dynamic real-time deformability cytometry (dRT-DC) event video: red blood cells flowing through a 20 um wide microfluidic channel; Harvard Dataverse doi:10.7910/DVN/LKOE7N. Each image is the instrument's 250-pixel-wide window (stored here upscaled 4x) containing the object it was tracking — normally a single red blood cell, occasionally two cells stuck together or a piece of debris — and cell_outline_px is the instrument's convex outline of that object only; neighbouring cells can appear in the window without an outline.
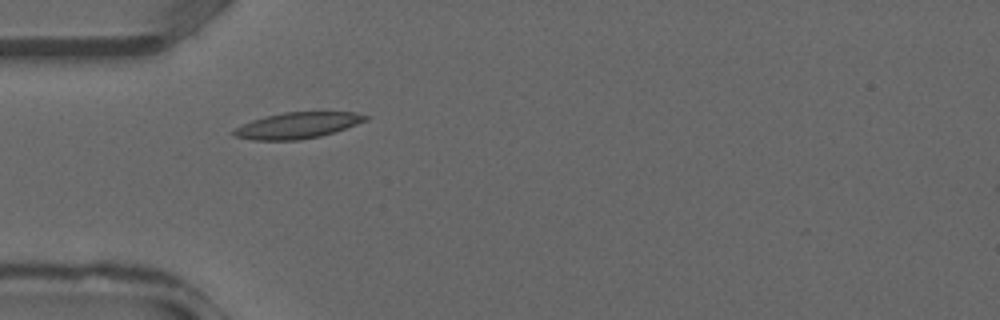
{"species": "common noctule bat (a hibernating species)", "species_latin": "Nyctalus noctula", "temperature_condition": "warm", "stored_images_in_passage": 27, "camera_frame_rate_fps": 3000, "um_per_image_px": 0.085, "animal": {"sex": "male", "forearm_length_mm": 52.5}, "frame": {"image": 1, "passage_image": 1, "time_ms": 0.0, "image_size_px": [1000, 320], "cell_outline_px": [[372, 116], [368, 120], [320, 136], [300, 140], [252, 140], [236, 136], [232, 132], [236, 128], [252, 120], [264, 116], [284, 112], [356, 112]], "centroid_in_image_um": [25.31, 10.65], "position_along_channel_um": 59.7, "area_um2": 19.88}}
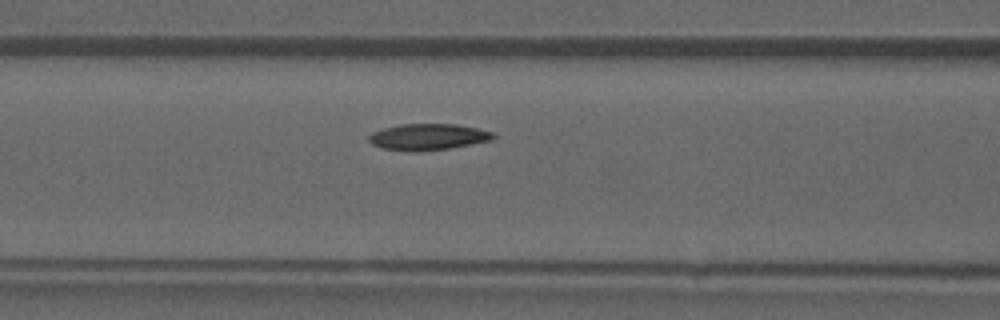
{"frame": {"image": 2, "passage_image": 5, "time_ms": 1.333, "image_size_px": [1000, 320], "cell_outline_px": [[496, 136], [492, 140], [472, 144], [448, 148], [416, 152], [412, 152], [380, 148], [372, 144], [368, 140], [368, 136], [372, 132], [384, 128], [400, 124], [456, 124], [476, 128], [492, 132]], "centroid_in_image_um": [36.35, 11.64], "position_along_channel_um": 130.3, "area_um2": 19.13}}
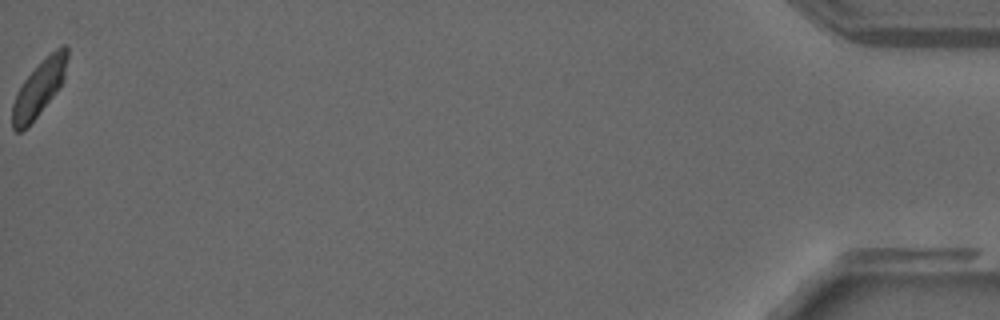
{"frame": {"image": 3, "passage_image": 27, "time_ms": 8.667, "image_size_px": [1000, 320], "cell_outline_px": [[68, 56], [64, 80], [56, 92], [28, 128], [20, 132], [16, 132], [12, 128], [12, 104], [24, 80], [60, 44], [64, 44], [68, 48]], "centroid_in_image_um": [3.33, 7.54], "position_along_channel_um": 431.9, "area_um2": 17.57}}